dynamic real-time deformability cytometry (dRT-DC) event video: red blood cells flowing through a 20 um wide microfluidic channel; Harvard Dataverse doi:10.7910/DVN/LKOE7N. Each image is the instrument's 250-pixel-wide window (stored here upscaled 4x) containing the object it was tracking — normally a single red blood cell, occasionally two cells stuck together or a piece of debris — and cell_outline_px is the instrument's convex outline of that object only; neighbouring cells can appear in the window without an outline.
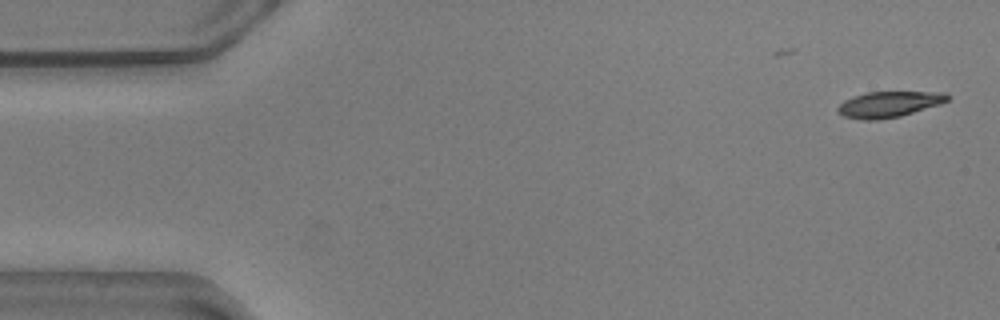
{"species": "common noctule bat (a hibernating species)", "species_latin": "Nyctalus noctula", "temperature_condition": "warm", "stored_images_in_passage": 12, "camera_frame_rate_fps": 3000, "um_per_image_px": 0.085, "animal": {"sex": "male", "body_mass_g": 20.5, "forearm_length_mm": 52.5}, "frame": {"image": 1, "passage_image": 1, "time_ms": 0.0, "image_size_px": [1000, 320], "cell_outline_px": [[948, 100], [940, 104], [900, 116], [876, 120], [860, 120], [844, 116], [836, 112], [836, 108], [844, 100], [852, 96], [868, 92], [944, 92], [948, 96]], "centroid_in_image_um": [75.5, 8.87], "position_along_channel_um": 9.5, "area_um2": 16.47}}
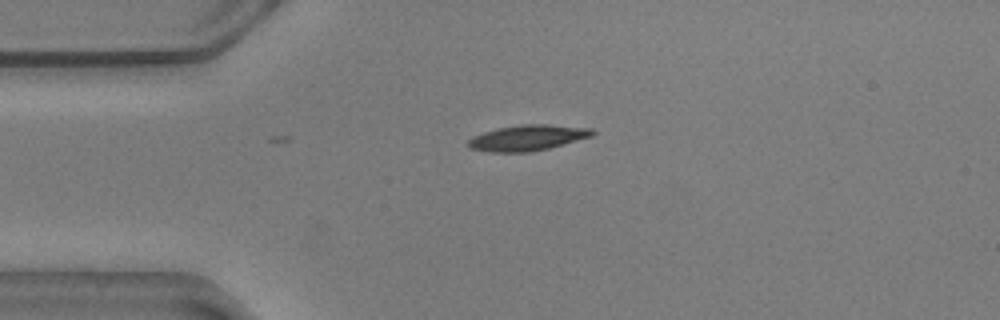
{"frame": {"image": 2, "passage_image": 12, "time_ms": 3.667, "image_size_px": [1000, 320], "cell_outline_px": [[596, 132], [592, 136], [548, 148], [528, 152], [488, 152], [468, 148], [464, 144], [472, 136], [496, 128], [520, 124], [548, 124], [592, 128]], "centroid_in_image_um": [44.78, 11.71], "position_along_channel_um": 40.2, "area_um2": 18.79}}